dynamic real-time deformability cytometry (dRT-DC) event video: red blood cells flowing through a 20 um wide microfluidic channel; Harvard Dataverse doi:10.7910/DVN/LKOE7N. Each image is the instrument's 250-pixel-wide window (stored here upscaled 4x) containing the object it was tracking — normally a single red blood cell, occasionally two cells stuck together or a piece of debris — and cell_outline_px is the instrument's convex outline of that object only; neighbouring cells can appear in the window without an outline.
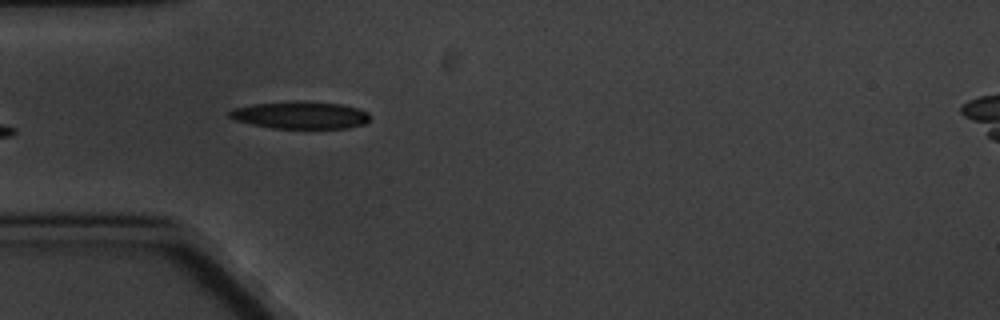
{"species": "common noctule bat (a hibernating species)", "species_latin": "Nyctalus noctula", "temperature_condition": "cold", "stored_images_in_passage": 6, "camera_frame_rate_fps": 3000, "um_per_image_px": 0.085, "animal": {"sex": "male", "body_mass_g": 20.1, "forearm_length_mm": 53.5}, "frame": {"image": 1, "passage_image": 5, "time_ms": 4.667, "image_size_px": [1000, 320], "cell_outline_px": [[372, 116], [364, 124], [348, 128], [272, 128], [252, 124], [236, 120], [228, 116], [228, 112], [232, 108], [252, 104], [340, 104], [356, 108], [368, 112]], "centroid_in_image_um": [25.54, 9.84], "position_along_channel_um": 59.5, "area_um2": 21.21}}